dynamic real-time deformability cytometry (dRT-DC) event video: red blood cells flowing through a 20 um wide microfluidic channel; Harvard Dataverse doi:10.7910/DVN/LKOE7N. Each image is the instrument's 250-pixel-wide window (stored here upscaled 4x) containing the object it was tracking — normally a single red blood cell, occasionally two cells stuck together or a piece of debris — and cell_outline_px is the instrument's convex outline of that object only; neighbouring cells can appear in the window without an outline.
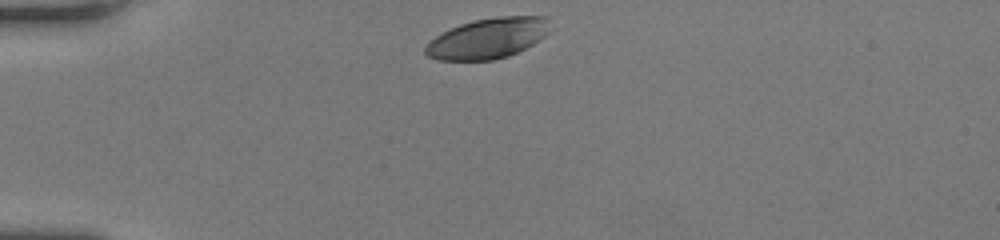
{"species": "human", "species_latin": "Homo sapiens", "temperature_condition": "room temperature", "stored_images_in_passage": 30, "camera_frame_rate_fps": 3000, "um_per_image_px": 0.085, "donor": {"sex": "female"}, "frame": {"image": 1, "passage_image": 1, "time_ms": 0.0, "image_size_px": [1000, 240], "cell_outline_px": [[552, 16], [548, 32], [544, 36], [532, 44], [508, 56], [492, 60], [436, 60], [428, 56], [424, 52], [424, 48], [436, 36], [460, 24], [472, 20], [496, 16]], "centroid_in_image_um": [41.5, 3.24], "position_along_channel_um": 43.5, "area_um2": 29.36}}
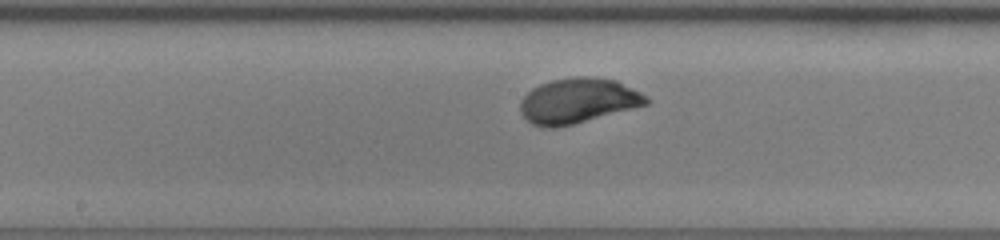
{"frame": {"image": 2, "passage_image": 15, "time_ms": 4.667, "image_size_px": [1000, 240], "cell_outline_px": [[652, 100], [648, 104], [572, 124], [552, 128], [544, 128], [532, 124], [520, 112], [520, 100], [532, 88], [540, 84], [552, 80], [572, 76], [592, 76], [616, 80], [648, 96]], "centroid_in_image_um": [49.12, 8.55], "position_along_channel_um": 199.1, "area_um2": 33.12}}
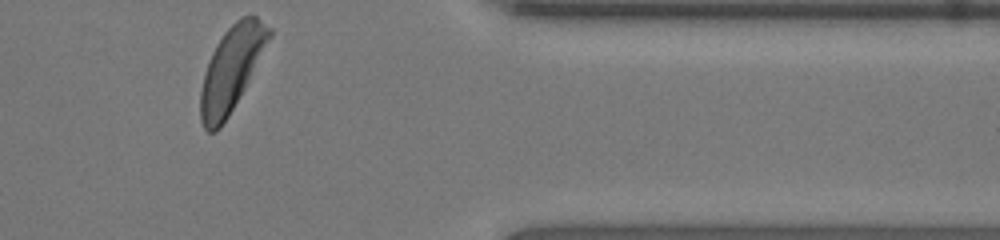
{"frame": {"image": 3, "passage_image": 30, "time_ms": 9.667, "image_size_px": [1000, 240], "cell_outline_px": [[272, 36], [244, 88], [228, 116], [220, 128], [216, 132], [208, 132], [204, 128], [200, 120], [200, 92], [204, 76], [212, 52], [216, 44], [224, 32], [240, 16], [256, 16], [272, 28]], "centroid_in_image_um": [19.67, 5.85], "position_along_channel_um": 391.7, "area_um2": 33.23}, "authors_computed_cell_mechanics": {"area_um2": 32.4836, "velocity_mm_per_s": 4.1779, "shape_relaxation_time_tau1_ms": 2.845, "shape_relaxation_time_tau2_ms": null, "deformation_change_tau1": 0.1719, "deformation_change_tau2": null}}